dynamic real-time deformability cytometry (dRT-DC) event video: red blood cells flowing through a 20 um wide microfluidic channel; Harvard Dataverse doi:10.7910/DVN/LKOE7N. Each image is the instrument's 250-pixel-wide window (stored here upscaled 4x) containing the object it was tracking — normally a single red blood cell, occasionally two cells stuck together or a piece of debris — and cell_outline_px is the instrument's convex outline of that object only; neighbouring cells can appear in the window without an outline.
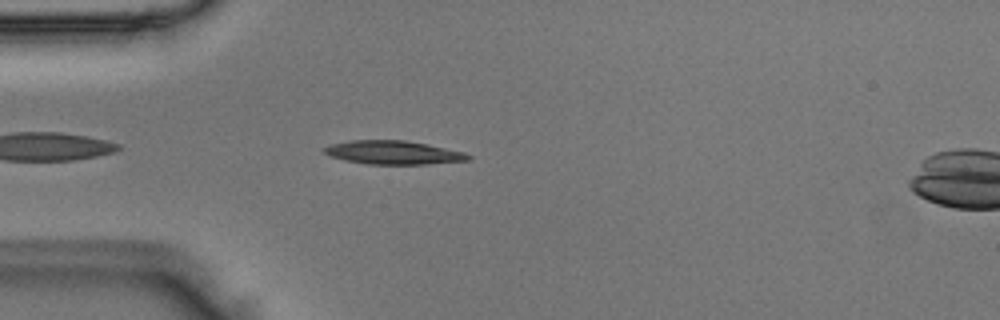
{"species": "Egyptian fruit bat (a non-hibernating species)", "species_latin": "Rousettus aegyptiacus", "temperature_condition": "room temperature", "stored_images_in_passage": 19, "camera_frame_rate_fps": 3000, "um_per_image_px": 0.085, "animal": {"sex": "male"}, "frame": {"image": 1, "passage_image": 3, "time_ms": 0.667, "image_size_px": [1000, 320], "cell_outline_px": [[472, 156], [468, 160], [424, 164], [368, 164], [344, 160], [332, 156], [324, 152], [320, 148], [332, 144], [352, 140], [404, 140], [428, 144], [464, 152]], "centroid_in_image_um": [33.41, 12.96], "position_along_channel_um": 51.6, "area_um2": 19.65}}
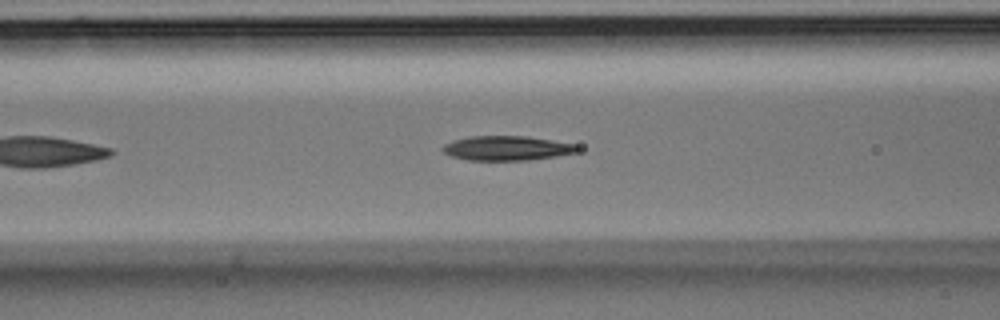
{"frame": {"image": 2, "passage_image": 9, "time_ms": 2.667, "image_size_px": [1000, 320], "cell_outline_px": [[580, 148], [576, 152], [556, 156], [528, 160], [468, 160], [452, 156], [444, 152], [444, 144], [452, 140], [468, 136], [528, 136], [576, 144]], "centroid_in_image_um": [43.09, 12.58], "position_along_channel_um": 123.5, "area_um2": 19.19}}
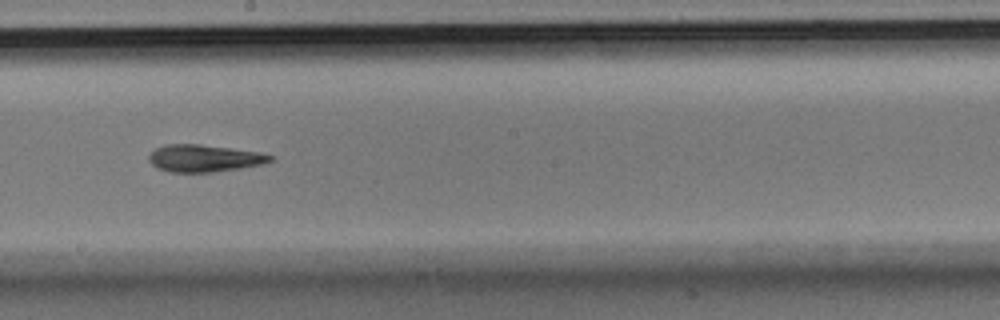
{"frame": {"image": 3, "passage_image": 17, "time_ms": 5.333, "image_size_px": [1000, 320], "cell_outline_px": [[272, 160], [264, 164], [240, 168], [212, 172], [168, 172], [156, 168], [148, 160], [148, 156], [156, 148], [164, 144], [200, 144], [232, 148], [260, 152], [272, 156]], "centroid_in_image_um": [17.33, 13.45], "position_along_channel_um": 230.9, "area_um2": 19.31}}